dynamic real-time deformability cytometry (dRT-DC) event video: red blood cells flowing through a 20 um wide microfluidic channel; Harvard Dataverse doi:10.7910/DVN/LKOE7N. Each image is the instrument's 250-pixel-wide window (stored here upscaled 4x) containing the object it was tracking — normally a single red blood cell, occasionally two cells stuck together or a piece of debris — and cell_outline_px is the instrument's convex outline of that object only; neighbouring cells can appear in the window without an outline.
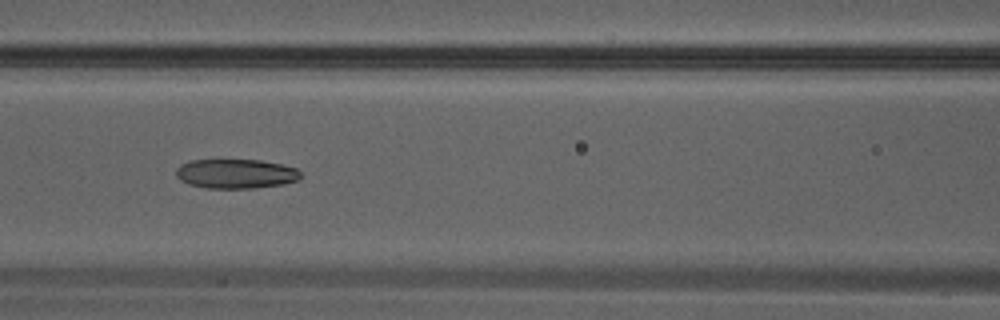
{"species": "Egyptian fruit bat (a non-hibernating species)", "species_latin": "Rousettus aegyptiacus", "temperature_condition": "warm", "stored_images_in_passage": 30, "camera_frame_rate_fps": 3000, "um_per_image_px": 0.085, "animal": {"sex": "male"}, "frame": {"image": 1, "passage_image": 13, "time_ms": 4.0, "image_size_px": [1000, 320], "cell_outline_px": [[300, 180], [284, 184], [256, 188], [204, 188], [188, 184], [180, 180], [176, 176], [176, 168], [180, 164], [192, 160], [260, 160], [280, 164], [296, 168], [300, 172]], "centroid_in_image_um": [20.03, 14.77], "position_along_channel_um": 146.6, "area_um2": 21.5}}
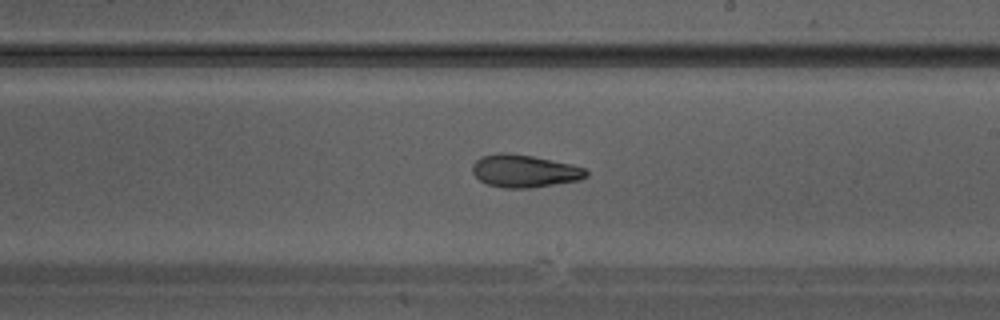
{"frame": {"image": 2, "passage_image": 18, "time_ms": 5.667, "image_size_px": [1000, 320], "cell_outline_px": [[588, 176], [580, 180], [528, 188], [504, 188], [488, 184], [480, 180], [472, 172], [472, 164], [480, 156], [496, 152], [508, 152], [532, 156], [572, 164], [584, 168], [588, 172]], "centroid_in_image_um": [44.55, 14.52], "position_along_channel_um": 244.4, "area_um2": 21.73}}